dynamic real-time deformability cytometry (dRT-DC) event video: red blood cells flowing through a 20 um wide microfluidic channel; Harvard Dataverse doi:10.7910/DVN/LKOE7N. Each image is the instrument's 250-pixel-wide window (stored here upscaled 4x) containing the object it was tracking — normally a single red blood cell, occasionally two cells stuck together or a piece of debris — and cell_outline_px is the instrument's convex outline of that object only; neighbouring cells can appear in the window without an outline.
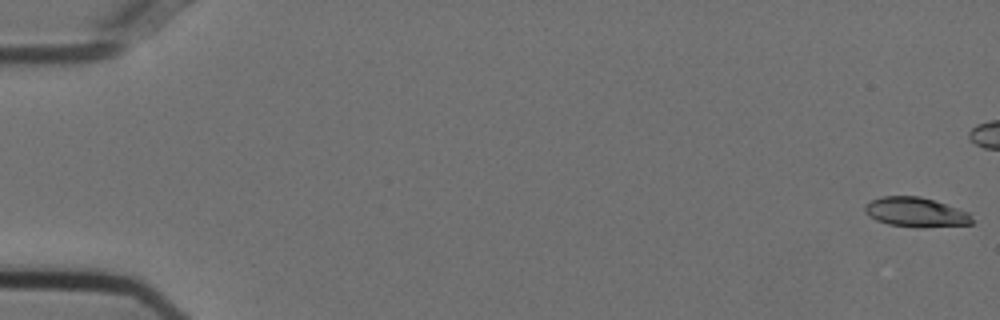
{"species": "Egyptian fruit bat (a non-hibernating species)", "species_latin": "Rousettus aegyptiacus", "temperature_condition": "cold", "stored_images_in_passage": 45, "camera_frame_rate_fps": 3000, "um_per_image_px": 0.085, "animal": {"sex": "female"}, "frame": {"image": 1, "passage_image": 1, "time_ms": 0.0, "image_size_px": [1000, 320], "cell_outline_px": [[972, 224], [916, 228], [888, 224], [876, 220], [868, 216], [864, 212], [864, 204], [872, 200], [884, 196], [920, 196], [968, 212], [972, 220]], "centroid_in_image_um": [77.78, 18.05], "position_along_channel_um": 7.2, "area_um2": 18.38}}
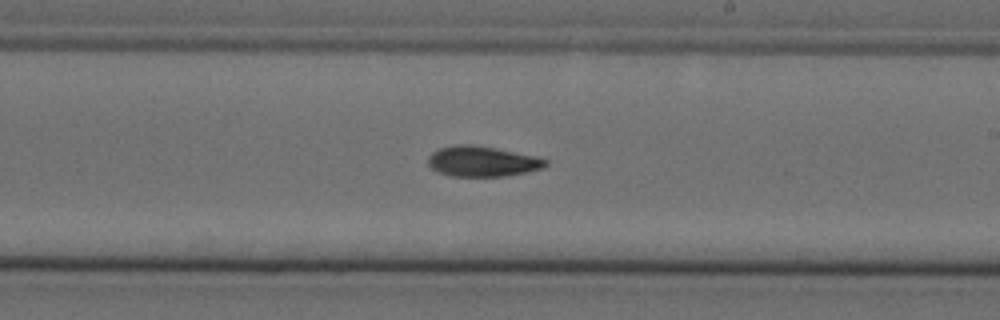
{"frame": {"image": 2, "passage_image": 33, "time_ms": 10.667, "image_size_px": [1000, 320], "cell_outline_px": [[548, 164], [544, 168], [504, 176], [448, 176], [436, 172], [428, 164], [428, 156], [432, 152], [440, 148], [456, 144], [472, 144], [496, 148], [540, 156], [548, 160]], "centroid_in_image_um": [41.01, 13.71], "position_along_channel_um": 248.0, "area_um2": 21.1}}
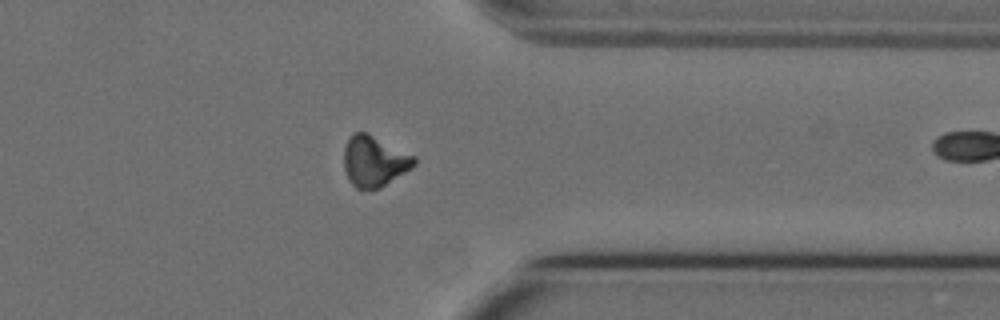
{"frame": {"image": 3, "passage_image": 44, "time_ms": 14.333, "image_size_px": [1000, 320], "cell_outline_px": [[416, 164], [412, 168], [380, 188], [356, 188], [348, 180], [344, 168], [344, 148], [352, 132], [368, 132], [416, 156]], "centroid_in_image_um": [31.82, 13.68], "position_along_channel_um": 379.6, "area_um2": 20.92}}